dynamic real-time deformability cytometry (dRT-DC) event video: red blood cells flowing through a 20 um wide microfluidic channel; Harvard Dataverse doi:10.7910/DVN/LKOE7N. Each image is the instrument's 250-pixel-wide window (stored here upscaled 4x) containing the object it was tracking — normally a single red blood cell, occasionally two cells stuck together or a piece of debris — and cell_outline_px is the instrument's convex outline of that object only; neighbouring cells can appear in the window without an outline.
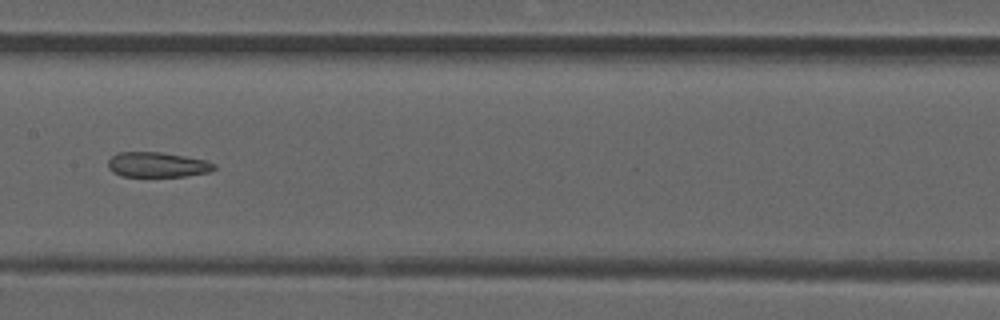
{"species": "common noctule bat (a hibernating species)", "species_latin": "Nyctalus noctula", "temperature_condition": "room temperature", "stored_images_in_passage": 38, "camera_frame_rate_fps": 3000, "um_per_image_px": 0.085, "animal": {"sex": "male", "forearm_length_mm": 52.5}, "frame": {"image": 1, "passage_image": 12, "time_ms": 3.667, "image_size_px": [1000, 320], "cell_outline_px": [[216, 168], [208, 172], [184, 176], [120, 176], [112, 172], [108, 168], [108, 160], [112, 156], [120, 152], [160, 152], [184, 156], [204, 160], [216, 164]], "centroid_in_image_um": [13.34, 14.0], "position_along_channel_um": 194.1, "area_um2": 15.37}, "authors_computed_cell_mechanics": {"area_um2": 16.5308, "velocity_mm_per_s": 3.8791, "shape_relaxation_time_tau1_ms": null, "shape_relaxation_time_tau2_ms": 3.3424, "deformation_change_tau1": null, "deformation_change_tau2": 0.1256}}